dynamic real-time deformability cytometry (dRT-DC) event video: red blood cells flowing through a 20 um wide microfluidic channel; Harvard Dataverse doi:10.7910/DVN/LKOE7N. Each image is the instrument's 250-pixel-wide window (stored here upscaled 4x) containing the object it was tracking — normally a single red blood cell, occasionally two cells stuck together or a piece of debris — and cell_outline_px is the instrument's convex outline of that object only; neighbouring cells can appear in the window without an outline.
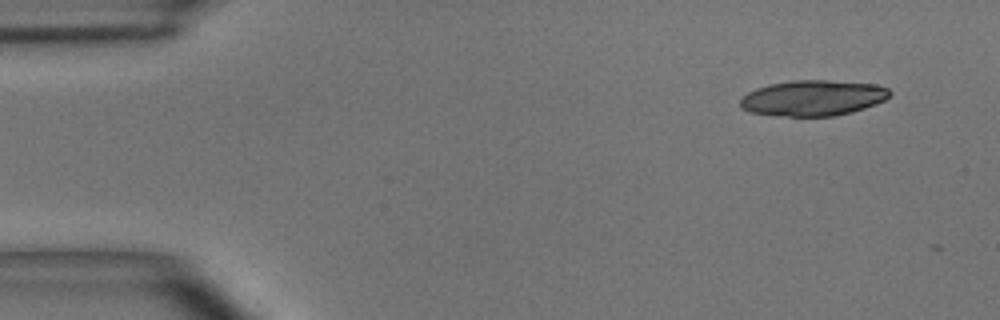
{"species": "common noctule bat (a hibernating species)", "species_latin": "Nyctalus noctula", "temperature_condition": "room temperature", "stored_images_in_passage": 2, "camera_frame_rate_fps": 3000, "um_per_image_px": 0.085, "animal": {"sex": "male", "body_mass_g": 15.6}, "frame": {"image": 1, "passage_image": 1, "time_ms": 0.0, "image_size_px": [1000, 320], "cell_outline_px": [[892, 92], [884, 100], [876, 104], [852, 112], [832, 116], [788, 116], [752, 112], [740, 108], [740, 100], [748, 92], [756, 88], [768, 84], [792, 80], [824, 80], [876, 84], [888, 88]], "centroid_in_image_um": [69.11, 8.32], "position_along_channel_um": 15.9, "area_um2": 30.92}}